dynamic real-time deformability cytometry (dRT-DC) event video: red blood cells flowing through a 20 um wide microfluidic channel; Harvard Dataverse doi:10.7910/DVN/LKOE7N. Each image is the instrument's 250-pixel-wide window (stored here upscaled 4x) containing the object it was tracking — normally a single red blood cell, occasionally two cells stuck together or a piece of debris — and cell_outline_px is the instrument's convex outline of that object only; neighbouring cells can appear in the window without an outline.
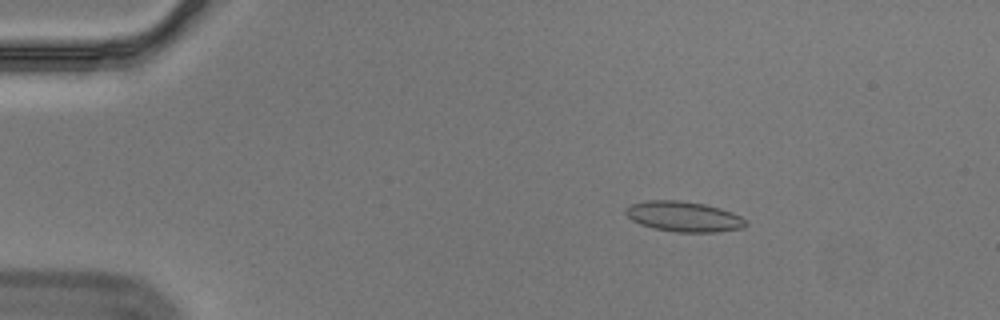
{"species": "Egyptian fruit bat (a non-hibernating species)", "species_latin": "Rousettus aegyptiacus", "temperature_condition": "cold", "stored_images_in_passage": 57, "camera_frame_rate_fps": 3000, "um_per_image_px": 0.085, "animal": {"sex": "male"}, "frame": {"image": 1, "passage_image": 10, "time_ms": 3.0, "image_size_px": [1000, 320], "cell_outline_px": [[748, 224], [744, 228], [716, 232], [676, 232], [652, 228], [640, 224], [632, 220], [624, 212], [624, 208], [632, 204], [648, 200], [680, 200], [704, 204], [720, 208], [732, 212], [740, 216]], "centroid_in_image_um": [58.11, 18.41], "position_along_channel_um": 26.9, "area_um2": 21.27}}
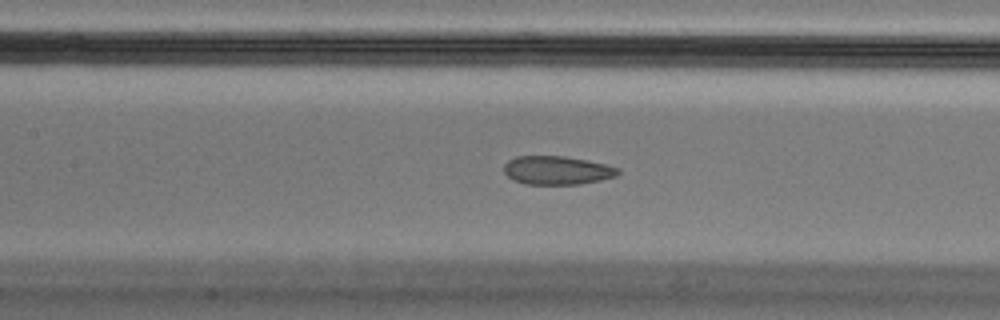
{"frame": {"image": 2, "passage_image": 27, "time_ms": 8.667, "image_size_px": [1000, 320], "cell_outline_px": [[620, 172], [616, 176], [600, 180], [580, 184], [524, 184], [512, 180], [504, 172], [504, 164], [508, 160], [516, 156], [564, 156], [588, 160], [608, 164], [620, 168]], "centroid_in_image_um": [47.36, 14.47], "position_along_channel_um": 160.0, "area_um2": 19.19}}
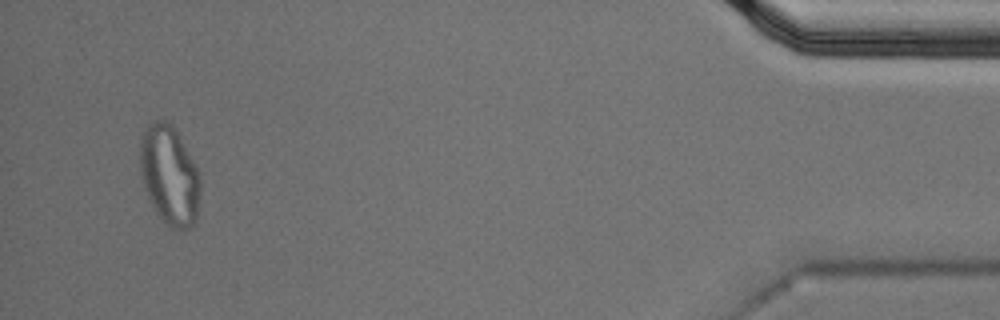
{"frame": {"image": 3, "passage_image": 55, "time_ms": 18.0, "image_size_px": [1000, 320], "cell_outline_px": [[200, 196], [196, 220], [188, 228], [180, 232], [172, 228], [156, 212], [144, 188], [140, 172], [140, 144], [144, 128], [148, 124], [156, 120], [168, 120], [176, 128], [196, 164], [200, 172]], "centroid_in_image_um": [14.42, 14.86], "position_along_channel_um": 420.8, "area_um2": 35.37}, "authors_computed_cell_mechanics": {"area_um2": 20.6346, "velocity_mm_per_s": 3.5558, "shape_relaxation_time_tau1_ms": null, "shape_relaxation_time_tau2_ms": 1.3931, "deformation_change_tau1": null, "deformation_change_tau2": 0.0744}}